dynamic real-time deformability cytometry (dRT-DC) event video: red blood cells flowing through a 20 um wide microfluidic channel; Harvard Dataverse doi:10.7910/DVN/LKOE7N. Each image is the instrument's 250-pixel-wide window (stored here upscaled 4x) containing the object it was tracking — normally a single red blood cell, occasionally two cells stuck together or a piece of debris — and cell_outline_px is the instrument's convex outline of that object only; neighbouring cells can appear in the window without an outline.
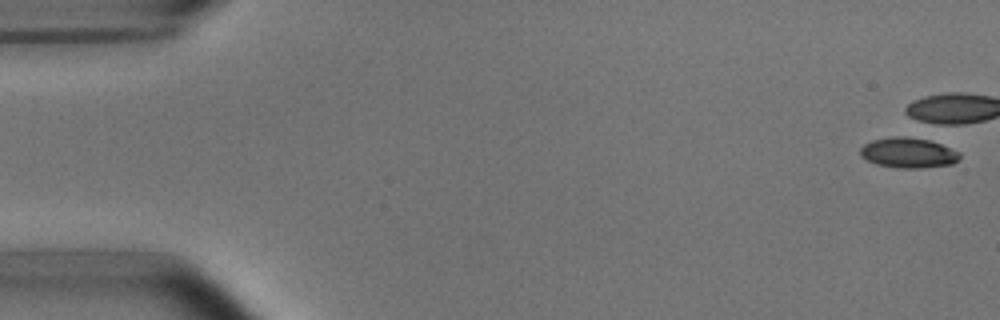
{"species": "common noctule bat (a hibernating species)", "species_latin": "Nyctalus noctula", "temperature_condition": "room temperature", "stored_images_in_passage": 2, "camera_frame_rate_fps": 3000, "um_per_image_px": 0.085, "animal": {"sex": "male", "body_mass_g": 15.6}, "frame": {"image": 1, "passage_image": 2, "time_ms": 0.333, "image_size_px": [1000, 320], "cell_outline_px": [[960, 160], [952, 164], [920, 168], [900, 168], [876, 164], [860, 156], [860, 148], [864, 144], [872, 140], [892, 136], [920, 136], [960, 152]], "centroid_in_image_um": [77.21, 12.96], "position_along_channel_um": 7.8, "area_um2": 17.8}}